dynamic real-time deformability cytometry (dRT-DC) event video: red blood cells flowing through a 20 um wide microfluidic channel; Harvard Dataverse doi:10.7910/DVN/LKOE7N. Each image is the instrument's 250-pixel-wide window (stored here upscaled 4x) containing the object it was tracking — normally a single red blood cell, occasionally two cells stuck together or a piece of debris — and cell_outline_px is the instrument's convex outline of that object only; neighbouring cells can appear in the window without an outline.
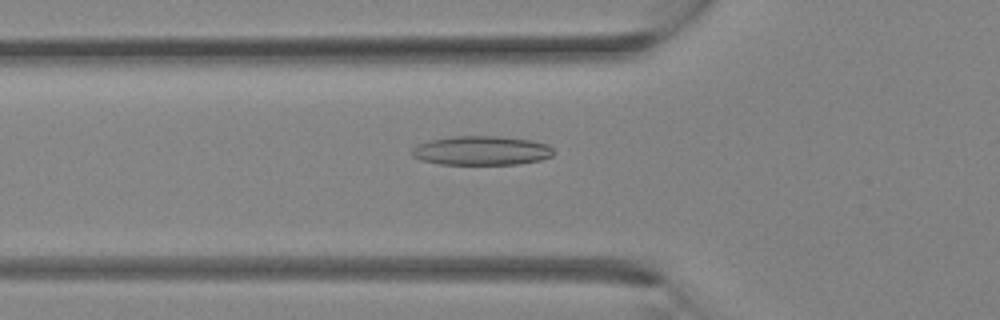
{"species": "Egyptian fruit bat (a non-hibernating species)", "species_latin": "Rousettus aegyptiacus", "temperature_condition": "room temperature", "stored_images_in_passage": 32, "camera_frame_rate_fps": 3000, "um_per_image_px": 0.085, "animal": {"sex": "female"}, "frame": {"image": 1, "passage_image": 11, "time_ms": 3.333, "image_size_px": [1000, 320], "cell_outline_px": [[556, 152], [552, 156], [540, 160], [516, 164], [440, 164], [420, 160], [412, 156], [412, 148], [428, 140], [452, 136], [500, 136], [532, 140], [548, 144]], "centroid_in_image_um": [40.94, 12.79], "position_along_channel_um": 84.9, "area_um2": 24.22}}
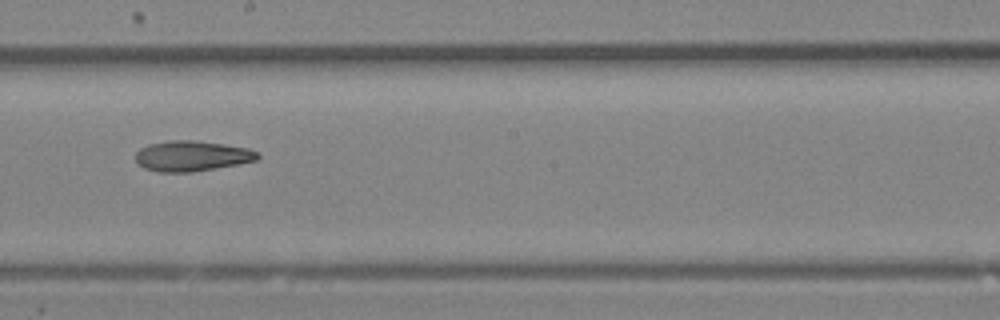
{"frame": {"image": 2, "passage_image": 18, "time_ms": 5.667, "image_size_px": [1000, 320], "cell_outline_px": [[260, 156], [256, 160], [236, 164], [192, 172], [156, 172], [144, 168], [136, 164], [136, 152], [140, 148], [148, 144], [168, 140], [192, 140], [224, 144], [248, 148], [256, 152]], "centroid_in_image_um": [16.24, 13.25], "position_along_channel_um": 232.0, "area_um2": 21.62}}
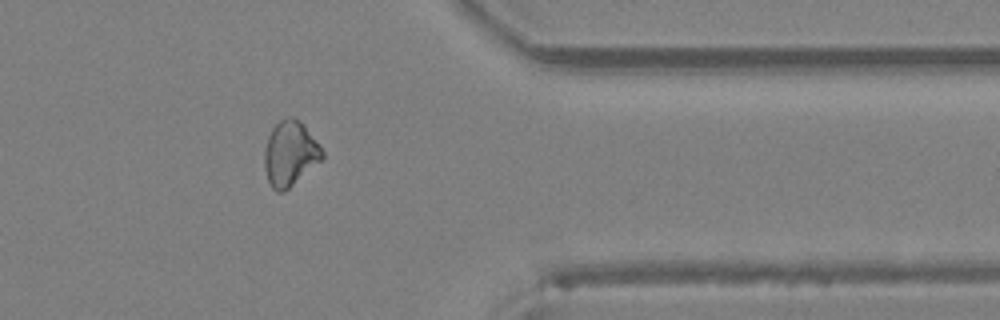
{"frame": {"image": 3, "passage_image": 26, "time_ms": 8.333, "image_size_px": [1000, 320], "cell_outline_px": [[324, 156], [320, 160], [284, 192], [276, 192], [272, 188], [268, 180], [264, 164], [264, 148], [268, 136], [272, 128], [280, 120], [292, 116], [300, 120], [304, 124], [324, 152]], "centroid_in_image_um": [24.63, 13.03], "position_along_channel_um": 386.8, "area_um2": 21.62}}